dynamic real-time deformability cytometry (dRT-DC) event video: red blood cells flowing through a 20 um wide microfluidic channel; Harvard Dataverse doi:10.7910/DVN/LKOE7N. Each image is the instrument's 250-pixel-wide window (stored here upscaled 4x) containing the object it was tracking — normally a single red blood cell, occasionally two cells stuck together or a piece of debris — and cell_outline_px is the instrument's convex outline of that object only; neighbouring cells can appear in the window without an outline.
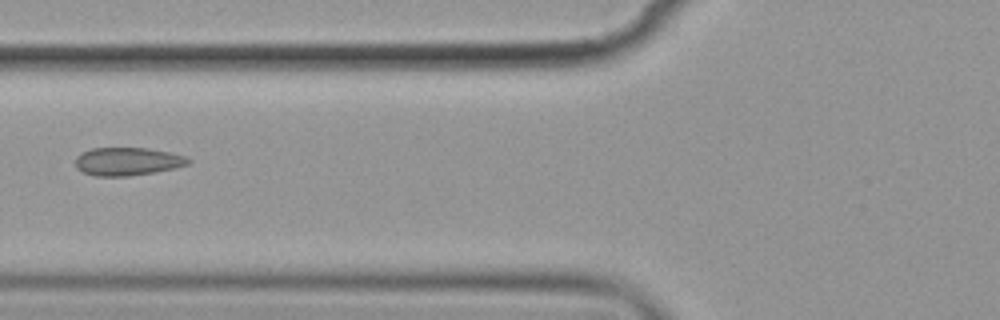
{"species": "common noctule bat (a hibernating species)", "species_latin": "Nyctalus noctula", "temperature_condition": "cold", "stored_images_in_passage": 4, "camera_frame_rate_fps": 3000, "um_per_image_px": 0.085, "animal": {"sex": "female", "body_mass_g": 19.9}, "frame": {"image": 1, "passage_image": 3, "time_ms": 2.667, "image_size_px": [1000, 320], "cell_outline_px": [[192, 160], [188, 164], [176, 168], [156, 172], [128, 176], [96, 176], [84, 172], [76, 168], [76, 156], [80, 152], [92, 148], [148, 148], [168, 152], [184, 156]], "centroid_in_image_um": [10.83, 13.72], "position_along_channel_um": 115.0, "area_um2": 18.5}}
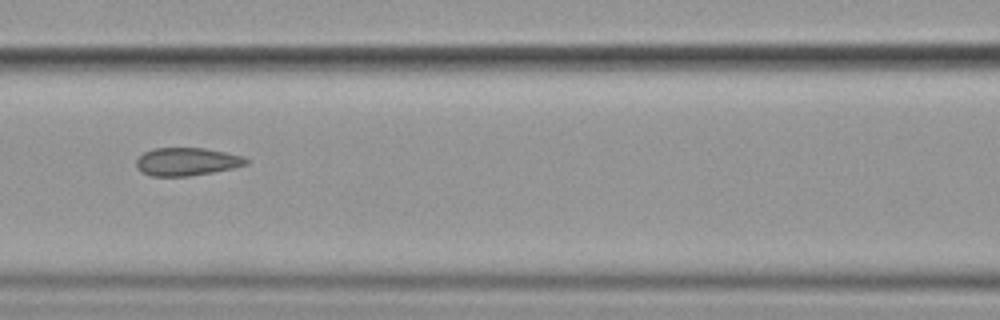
{"frame": {"image": 2, "passage_image": 4, "time_ms": 3.667, "image_size_px": [1000, 320], "cell_outline_px": [[248, 164], [232, 168], [212, 172], [188, 176], [152, 176], [140, 172], [136, 168], [136, 160], [144, 152], [152, 148], [204, 148], [244, 156], [248, 160]], "centroid_in_image_um": [15.84, 13.74], "position_along_channel_um": 150.8, "area_um2": 17.92}}